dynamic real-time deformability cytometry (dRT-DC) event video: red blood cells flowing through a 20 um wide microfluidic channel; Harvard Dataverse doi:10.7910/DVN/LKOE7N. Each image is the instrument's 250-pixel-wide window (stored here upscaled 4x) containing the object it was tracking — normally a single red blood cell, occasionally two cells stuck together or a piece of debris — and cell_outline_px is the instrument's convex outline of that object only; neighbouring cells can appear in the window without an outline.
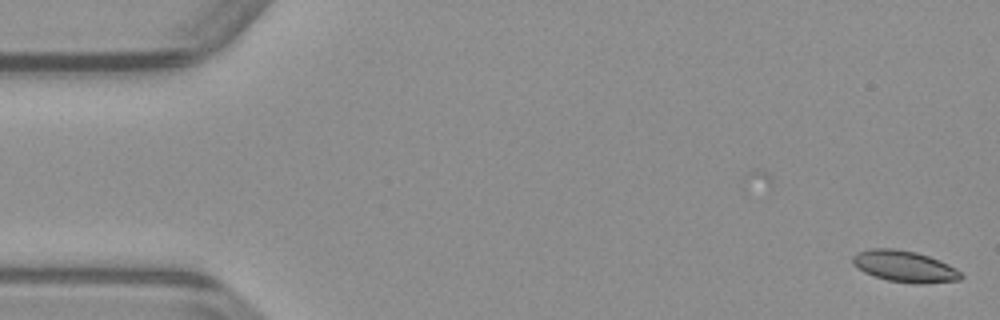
{"species": "common noctule bat (a hibernating species)", "species_latin": "Nyctalus noctula", "temperature_condition": "warm", "stored_images_in_passage": 49, "camera_frame_rate_fps": 3000, "um_per_image_px": 0.085, "animal": {"sex": "male", "body_mass_g": 23.1, "forearm_length_mm": 52.7}, "frame": {"image": 1, "passage_image": 1, "time_ms": 0.0, "image_size_px": [1000, 320], "cell_outline_px": [[964, 276], [960, 280], [920, 284], [888, 280], [864, 272], [852, 264], [852, 256], [868, 248], [892, 248], [916, 252], [928, 256], [948, 264], [956, 268]], "centroid_in_image_um": [76.89, 22.64], "position_along_channel_um": 8.1, "area_um2": 19.65}}
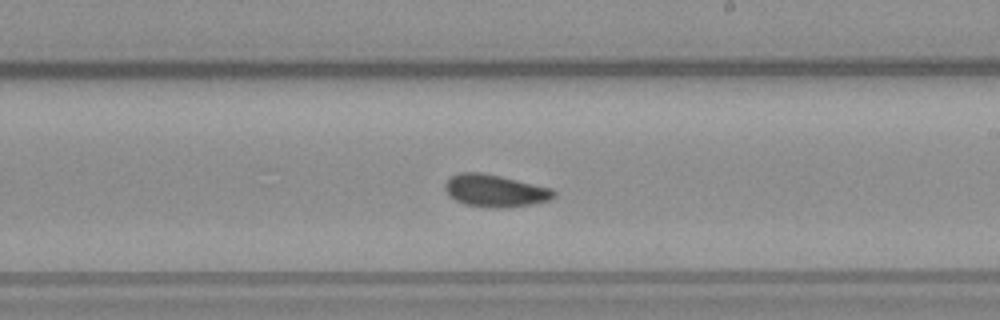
{"frame": {"image": 2, "passage_image": 28, "time_ms": 9.0, "image_size_px": [1000, 320], "cell_outline_px": [[556, 196], [548, 200], [532, 204], [504, 208], [496, 208], [464, 204], [448, 196], [444, 188], [444, 184], [452, 176], [460, 172], [480, 172], [500, 176], [552, 188], [556, 192]], "centroid_in_image_um": [42.07, 16.21], "position_along_channel_um": 246.9, "area_um2": 20.46}}
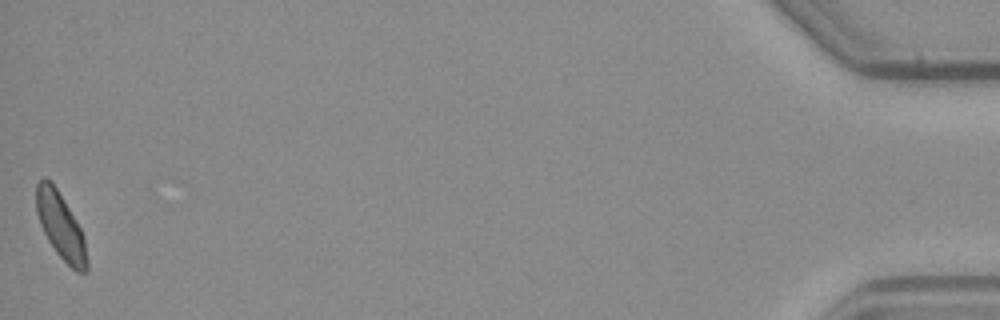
{"frame": {"image": 3, "passage_image": 49, "time_ms": 16.0, "image_size_px": [1000, 320], "cell_outline_px": [[88, 272], [76, 272], [56, 252], [48, 240], [40, 224], [36, 212], [36, 184], [44, 176], [56, 188], [76, 220], [84, 236], [88, 264]], "centroid_in_image_um": [5.16, 19.23], "position_along_channel_um": 430.0, "area_um2": 19.31}}